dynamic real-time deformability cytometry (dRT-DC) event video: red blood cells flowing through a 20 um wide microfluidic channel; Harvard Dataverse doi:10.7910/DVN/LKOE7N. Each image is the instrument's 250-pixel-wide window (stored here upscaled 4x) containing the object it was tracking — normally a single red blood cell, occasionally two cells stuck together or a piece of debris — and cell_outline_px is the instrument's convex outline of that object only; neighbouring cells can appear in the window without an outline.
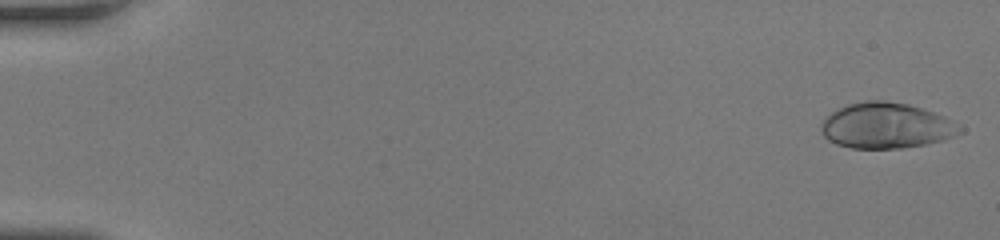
{"species": "human", "species_latin": "Homo sapiens", "temperature_condition": "room temperature", "stored_images_in_passage": 51, "camera_frame_rate_fps": 3000, "um_per_image_px": 0.085, "donor": {"sex": "female"}, "frame": {"image": 1, "passage_image": 1, "time_ms": 0.0, "image_size_px": [1000, 240], "cell_outline_px": [[964, 132], [956, 136], [944, 140], [904, 148], [852, 148], [836, 144], [828, 140], [820, 132], [820, 124], [836, 108], [848, 104], [864, 100], [884, 100], [908, 104], [944, 116], [964, 128]], "centroid_in_image_um": [75.33, 10.68], "position_along_channel_um": 9.7, "area_um2": 37.11}}
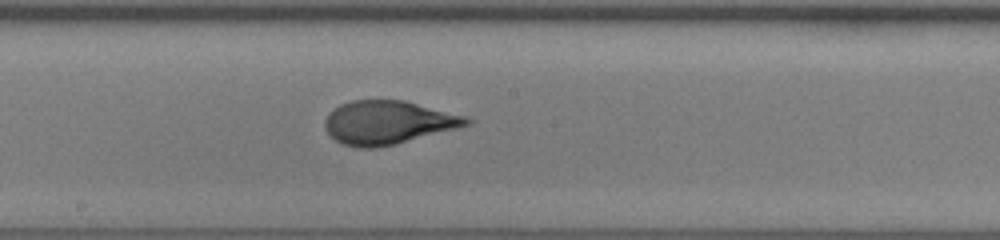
{"frame": {"image": 2, "passage_image": 29, "time_ms": 9.333, "image_size_px": [1000, 240], "cell_outline_px": [[472, 124], [376, 148], [360, 148], [344, 144], [336, 140], [324, 128], [324, 120], [328, 112], [340, 104], [352, 100], [404, 100], [468, 116], [472, 120]], "centroid_in_image_um": [32.96, 10.39], "position_along_channel_um": 215.2, "area_um2": 35.66}}
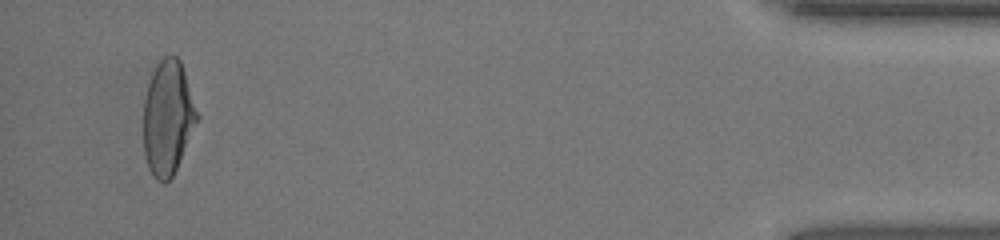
{"frame": {"image": 3, "passage_image": 49, "time_ms": 16.0, "image_size_px": [1000, 240], "cell_outline_px": [[200, 116], [176, 168], [172, 176], [164, 184], [156, 180], [148, 168], [144, 156], [144, 96], [152, 72], [156, 64], [164, 56], [176, 56], [180, 60]], "centroid_in_image_um": [14.26, 10.01], "position_along_channel_um": 420.9, "area_um2": 35.72}, "authors_computed_cell_mechanics": {"area_um2": 35.6626, "velocity_mm_per_s": 4.1414, "shape_relaxation_time_tau1_ms": 5.6641, "shape_relaxation_time_tau2_ms": null, "deformation_change_tau1": 0.2506, "deformation_change_tau2": null}}